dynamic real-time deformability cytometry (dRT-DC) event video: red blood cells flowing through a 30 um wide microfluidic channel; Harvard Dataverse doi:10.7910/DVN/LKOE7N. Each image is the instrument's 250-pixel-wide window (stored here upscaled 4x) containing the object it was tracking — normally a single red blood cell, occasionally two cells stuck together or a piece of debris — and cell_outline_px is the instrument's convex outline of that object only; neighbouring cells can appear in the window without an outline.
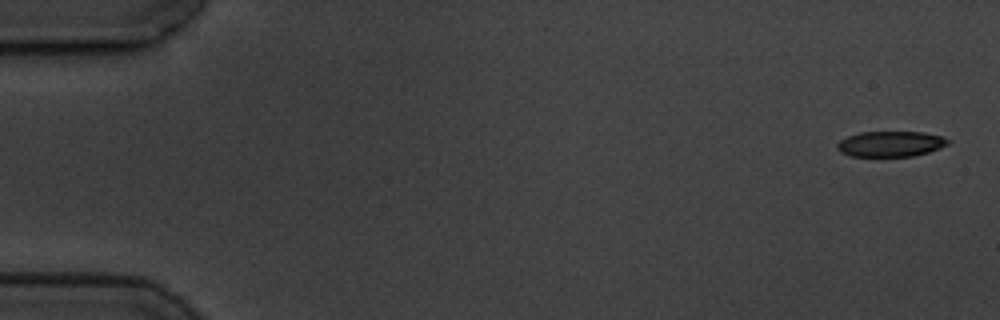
{"species": "common noctule bat (a hibernating species)", "species_latin": "Nyctalus noctula", "temperature_condition": "cold", "stored_images_in_passage": 15, "camera_frame_rate_fps": 3000, "um_per_image_px": 0.085, "animal": {"sex": "male", "body_mass_g": 19.5, "forearm_length_mm": 54.6}, "frame": {"image": 1, "passage_image": 1, "time_ms": 0.0, "image_size_px": [1000, 320], "cell_outline_px": [[952, 140], [948, 144], [940, 148], [928, 152], [912, 156], [852, 156], [840, 152], [836, 148], [836, 144], [840, 140], [848, 136], [860, 132], [924, 132], [940, 136]], "centroid_in_image_um": [75.7, 12.23], "position_along_channel_um": 9.3, "area_um2": 16.47}}
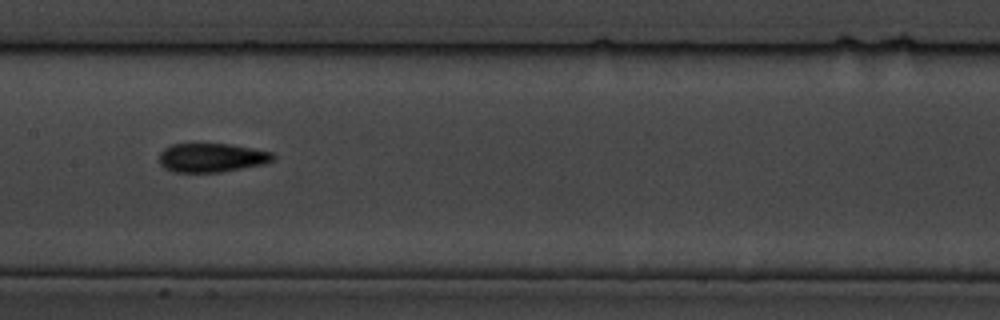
{"frame": {"image": 2, "passage_image": 8, "time_ms": 9.0, "image_size_px": [1000, 320], "cell_outline_px": [[276, 156], [272, 160], [260, 164], [220, 172], [172, 172], [164, 168], [160, 164], [160, 152], [164, 148], [172, 144], [228, 144], [252, 148], [272, 152]], "centroid_in_image_um": [17.94, 13.4], "position_along_channel_um": 189.5, "area_um2": 18.96}}
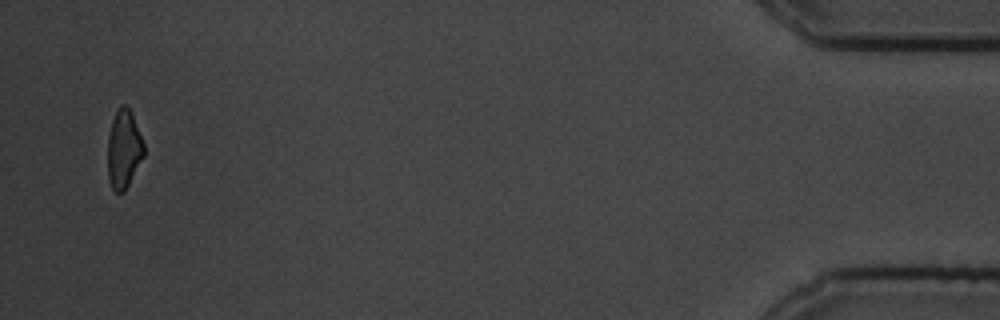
{"frame": {"image": 3, "passage_image": 15, "time_ms": 18.0, "image_size_px": [1000, 320], "cell_outline_px": [[144, 156], [124, 192], [116, 192], [112, 188], [108, 176], [108, 136], [112, 120], [116, 108], [120, 104], [124, 104], [132, 112], [144, 144]], "centroid_in_image_um": [10.52, 12.64], "position_along_channel_um": 424.7, "area_um2": 16.59}, "authors_computed_cell_mechanics": {"area_um2": 17.9758, "velocity_mm_per_s": 3.52, "shape_relaxation_time_tau1_ms": 2.5722, "shape_relaxation_time_tau2_ms": 5.815, "deformation_change_tau1": 0.1207, "deformation_change_tau2": 0.1202}}